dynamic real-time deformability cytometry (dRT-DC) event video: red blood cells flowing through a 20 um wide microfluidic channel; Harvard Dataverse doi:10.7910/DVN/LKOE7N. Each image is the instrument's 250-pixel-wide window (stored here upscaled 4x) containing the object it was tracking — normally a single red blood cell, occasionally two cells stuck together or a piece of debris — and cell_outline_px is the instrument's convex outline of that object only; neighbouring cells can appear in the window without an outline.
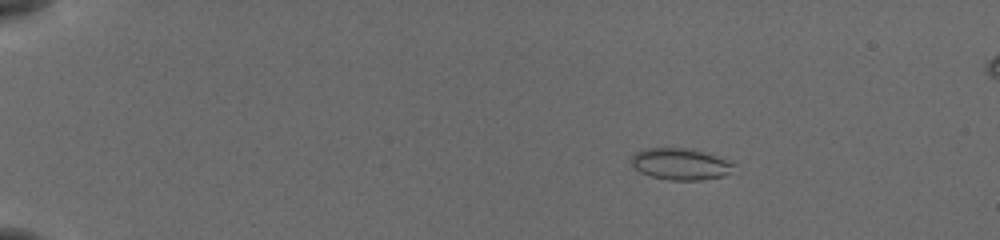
{"species": "common noctule bat (a hibernating species)", "species_latin": "Nyctalus noctula", "temperature_condition": "cold", "stored_images_in_passage": 57, "camera_frame_rate_fps": 3000, "um_per_image_px": 0.085, "animal": {"sex": "female", "body_mass_g": 19.5, "forearm_length_mm": 54.1}, "frame": {"image": 1, "passage_image": 11, "time_ms": 3.333, "image_size_px": [1000, 240], "cell_outline_px": [[740, 172], [724, 176], [700, 180], [668, 180], [652, 176], [640, 172], [632, 164], [632, 156], [636, 152], [644, 148], [684, 148], [704, 152], [736, 164]], "centroid_in_image_um": [57.93, 13.96], "position_along_channel_um": 27.1, "area_um2": 19.02}}
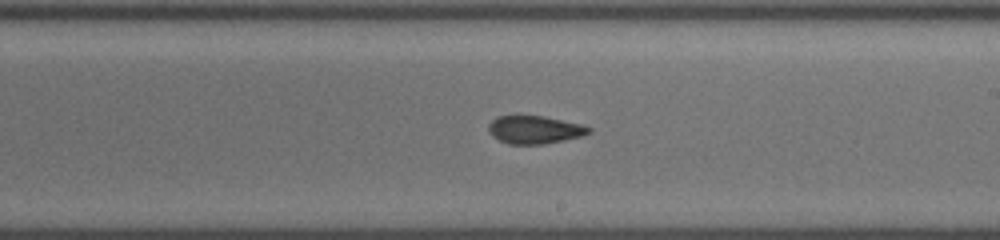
{"frame": {"image": 2, "passage_image": 36, "time_ms": 11.667, "image_size_px": [1000, 240], "cell_outline_px": [[592, 132], [580, 136], [564, 140], [544, 144], [508, 144], [492, 136], [488, 132], [488, 124], [496, 116], [516, 112], [544, 116], [580, 124], [592, 128]], "centroid_in_image_um": [45.37, 10.97], "position_along_channel_um": 243.6, "area_um2": 16.99}}
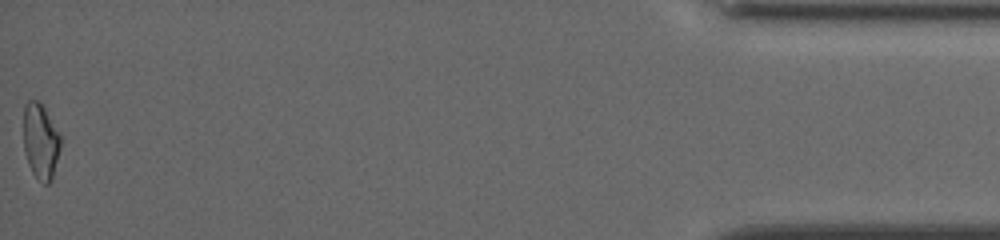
{"frame": {"image": 3, "passage_image": 57, "time_ms": 18.667, "image_size_px": [1000, 240], "cell_outline_px": [[60, 148], [52, 180], [48, 184], [44, 184], [32, 172], [28, 164], [24, 152], [24, 104], [28, 100], [40, 100], [60, 136]], "centroid_in_image_um": [3.44, 12.0], "position_along_channel_um": 431.8, "area_um2": 16.24}, "authors_computed_cell_mechanics": {"area_um2": 17.2244, "velocity_mm_per_s": 3.8314, "shape_relaxation_time_tau1_ms": null, "shape_relaxation_time_tau2_ms": 1.6149, "deformation_change_tau1": null, "deformation_change_tau2": 0.0629}}